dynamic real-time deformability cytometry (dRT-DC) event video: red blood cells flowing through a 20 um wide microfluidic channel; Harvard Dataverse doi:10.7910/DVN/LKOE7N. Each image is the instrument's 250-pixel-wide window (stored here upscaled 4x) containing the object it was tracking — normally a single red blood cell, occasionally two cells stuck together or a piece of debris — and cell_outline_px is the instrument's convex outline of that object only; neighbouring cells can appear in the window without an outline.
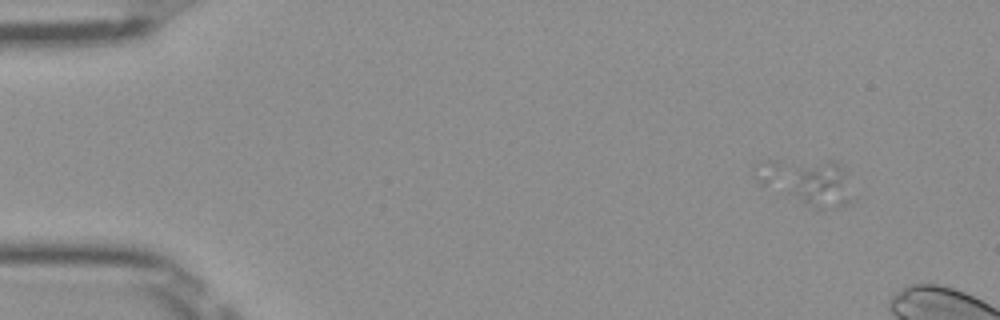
{"species": "Egyptian fruit bat (a non-hibernating species)", "species_latin": "Rousettus aegyptiacus", "temperature_condition": "room temperature", "stored_images_in_passage": 3, "camera_frame_rate_fps": 3000, "um_per_image_px": 0.085, "frame": {"image": 1, "passage_image": 3, "time_ms": 0.667, "image_size_px": [1000, 320], "cell_outline_px": [[856, 200], [840, 208], [816, 212], [804, 204], [788, 192], [800, 168], [828, 160], [840, 160]], "centroid_in_image_um": [69.94, 15.84], "position_along_channel_um": 15.1, "area_um2": 17.46}}